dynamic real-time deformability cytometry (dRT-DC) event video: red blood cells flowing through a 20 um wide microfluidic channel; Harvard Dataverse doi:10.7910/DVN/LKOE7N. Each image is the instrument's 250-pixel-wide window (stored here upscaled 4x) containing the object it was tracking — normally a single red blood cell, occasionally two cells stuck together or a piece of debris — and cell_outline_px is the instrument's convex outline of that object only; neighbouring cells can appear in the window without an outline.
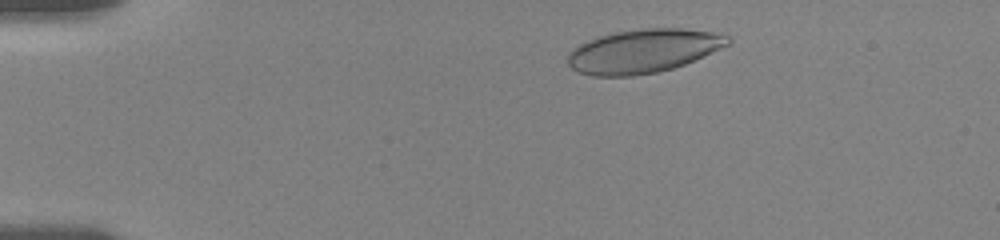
{"species": "human", "species_latin": "Homo sapiens", "temperature_condition": "room temperature", "stored_images_in_passage": 14, "camera_frame_rate_fps": 3000, "um_per_image_px": 0.085, "donor": {"sex": "female"}, "frame": {"image": 1, "passage_image": 4, "time_ms": 1.0, "image_size_px": [1000, 240], "cell_outline_px": [[732, 40], [728, 44], [720, 48], [684, 64], [672, 68], [656, 72], [632, 76], [592, 76], [580, 72], [572, 68], [568, 64], [568, 56], [580, 44], [588, 40], [600, 36], [616, 32], [644, 28], [680, 28], [724, 32]], "centroid_in_image_um": [54.73, 4.32], "position_along_channel_um": 30.3, "area_um2": 40.46}}
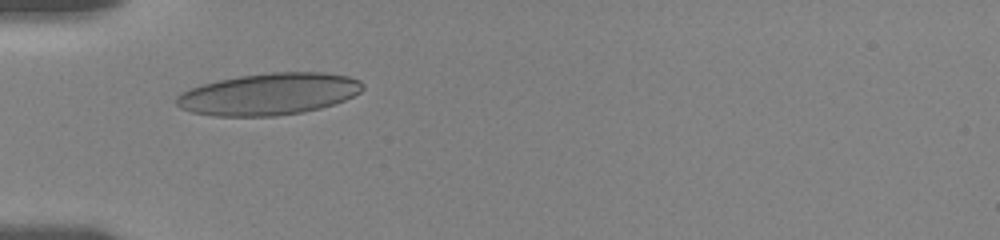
{"frame": {"image": 2, "passage_image": 11, "time_ms": 3.333, "image_size_px": [1000, 240], "cell_outline_px": [[364, 88], [360, 92], [344, 100], [320, 108], [304, 112], [276, 116], [216, 116], [192, 112], [180, 108], [176, 104], [176, 96], [180, 92], [204, 84], [220, 80], [240, 76], [272, 72], [324, 72], [348, 76], [360, 80], [364, 84]], "centroid_in_image_um": [22.87, 7.99], "position_along_channel_um": 62.1, "area_um2": 45.32}}
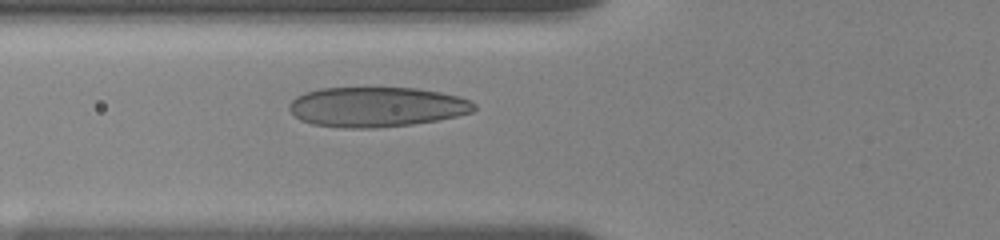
{"frame": {"image": 3, "passage_image": 14, "time_ms": 4.333, "image_size_px": [1000, 240], "cell_outline_px": [[476, 108], [472, 112], [456, 116], [436, 120], [412, 124], [372, 128], [348, 128], [312, 124], [300, 120], [288, 108], [288, 104], [296, 96], [304, 92], [320, 88], [416, 88], [440, 92], [456, 96], [468, 100], [476, 104]], "centroid_in_image_um": [31.97, 9.08], "position_along_channel_um": 93.8, "area_um2": 42.89}}